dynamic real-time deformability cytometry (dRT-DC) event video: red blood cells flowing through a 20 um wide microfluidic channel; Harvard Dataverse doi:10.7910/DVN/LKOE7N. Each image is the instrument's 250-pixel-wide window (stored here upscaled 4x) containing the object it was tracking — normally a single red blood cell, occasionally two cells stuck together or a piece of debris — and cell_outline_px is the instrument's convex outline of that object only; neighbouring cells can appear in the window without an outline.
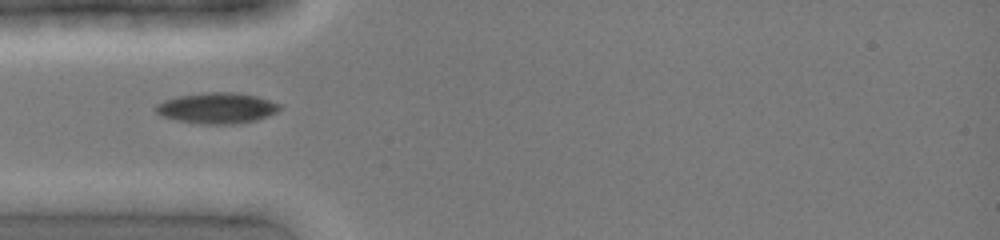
{"species": "common noctule bat (a hibernating species)", "species_latin": "Nyctalus noctula", "temperature_condition": "cold", "stored_images_in_passage": 2, "camera_frame_rate_fps": 3000, "um_per_image_px": 0.085, "animal": {"sex": "female", "body_mass_g": 19.0, "forearm_length_mm": 51.5}, "frame": {"image": 1, "passage_image": 1, "time_ms": 0.0, "image_size_px": [1000, 240], "cell_outline_px": [[280, 108], [276, 112], [268, 116], [256, 120], [236, 124], [200, 124], [160, 116], [156, 112], [156, 104], [164, 100], [176, 96], [208, 92], [236, 92], [256, 96], [280, 104]], "centroid_in_image_um": [18.43, 9.18], "position_along_channel_um": 66.6, "area_um2": 22.2}}